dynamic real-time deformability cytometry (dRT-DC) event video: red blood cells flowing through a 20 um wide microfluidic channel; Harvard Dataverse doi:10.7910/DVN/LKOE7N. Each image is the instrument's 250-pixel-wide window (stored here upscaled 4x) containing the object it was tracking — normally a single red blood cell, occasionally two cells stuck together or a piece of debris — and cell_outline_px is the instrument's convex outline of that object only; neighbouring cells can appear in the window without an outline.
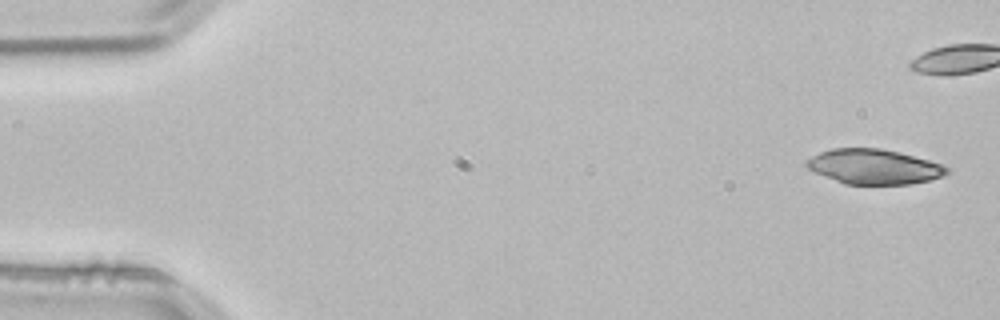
{"species": "common noctule bat (a hibernating species)", "species_latin": "Nyctalus noctula", "temperature_condition": "room temperature", "stored_images_in_passage": 5, "camera_frame_rate_fps": 3000, "um_per_image_px": 0.085, "animal": {"sex": "male", "body_mass_g": 21.5, "forearm_length_mm": 52.0}, "frame": {"image": 1, "passage_image": 1, "time_ms": 0.0, "image_size_px": [1000, 320], "cell_outline_px": [[948, 172], [940, 176], [928, 180], [908, 184], [844, 184], [812, 172], [804, 164], [812, 156], [820, 152], [832, 148], [880, 148], [900, 152], [928, 160], [940, 164], [948, 168]], "centroid_in_image_um": [74.22, 14.16], "position_along_channel_um": 10.8, "area_um2": 28.38}}